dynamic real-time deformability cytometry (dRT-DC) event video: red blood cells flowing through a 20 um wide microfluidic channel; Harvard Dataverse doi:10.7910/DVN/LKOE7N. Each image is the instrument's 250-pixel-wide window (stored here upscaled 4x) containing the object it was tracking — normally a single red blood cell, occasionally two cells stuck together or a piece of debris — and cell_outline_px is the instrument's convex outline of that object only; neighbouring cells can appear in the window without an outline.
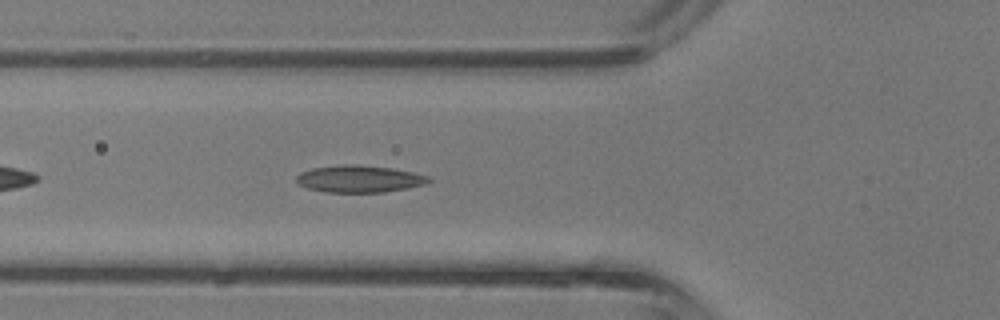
{"species": "common noctule bat (a hibernating species)", "species_latin": "Nyctalus noctula", "temperature_condition": "room temperature", "stored_images_in_passage": 32, "camera_frame_rate_fps": 3000, "um_per_image_px": 0.085, "animal": {"sex": "male", "body_mass_g": 13.3}, "frame": {"image": 1, "passage_image": 5, "time_ms": 1.333, "image_size_px": [1000, 320], "cell_outline_px": [[432, 180], [428, 184], [408, 188], [384, 192], [324, 192], [308, 188], [296, 184], [296, 176], [300, 172], [312, 168], [344, 164], [360, 164], [392, 168], [412, 172], [428, 176]], "centroid_in_image_um": [30.54, 15.2], "position_along_channel_um": 95.3, "area_um2": 21.1}}
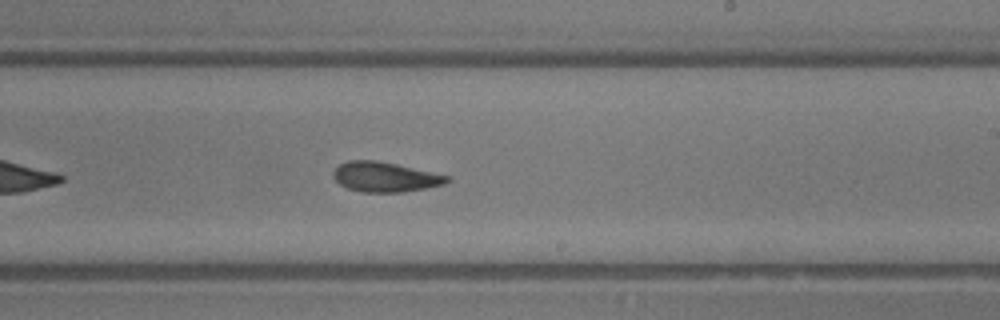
{"frame": {"image": 2, "passage_image": 15, "time_ms": 4.667, "image_size_px": [1000, 320], "cell_outline_px": [[452, 180], [444, 184], [404, 192], [360, 192], [348, 188], [340, 184], [332, 176], [332, 172], [340, 164], [348, 160], [376, 160], [396, 164], [448, 176]], "centroid_in_image_um": [32.7, 15.04], "position_along_channel_um": 256.3, "area_um2": 19.65}}
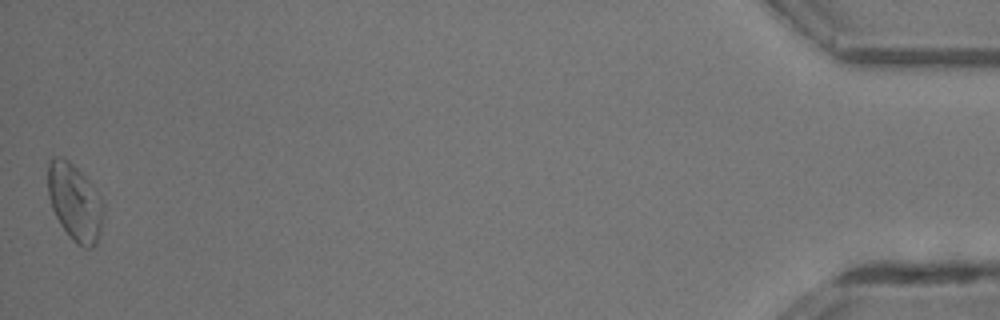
{"frame": {"image": 3, "passage_image": 32, "time_ms": 10.333, "image_size_px": [1000, 320], "cell_outline_px": [[104, 212], [100, 232], [96, 244], [92, 248], [84, 248], [76, 244], [68, 236], [60, 224], [52, 208], [48, 196], [48, 160], [52, 156], [56, 156], [68, 160], [84, 176], [100, 196], [104, 204]], "centroid_in_image_um": [6.36, 17.22], "position_along_channel_um": 428.8, "area_um2": 24.97}, "authors_computed_cell_mechanics": {"area_um2": 19.8832, "velocity_mm_per_s": 4.818, "shape_relaxation_time_tau1_ms": 3.7145, "shape_relaxation_time_tau2_ms": 2.4468, "deformation_change_tau1": 0.1437, "deformation_change_tau2": 0.1068}}